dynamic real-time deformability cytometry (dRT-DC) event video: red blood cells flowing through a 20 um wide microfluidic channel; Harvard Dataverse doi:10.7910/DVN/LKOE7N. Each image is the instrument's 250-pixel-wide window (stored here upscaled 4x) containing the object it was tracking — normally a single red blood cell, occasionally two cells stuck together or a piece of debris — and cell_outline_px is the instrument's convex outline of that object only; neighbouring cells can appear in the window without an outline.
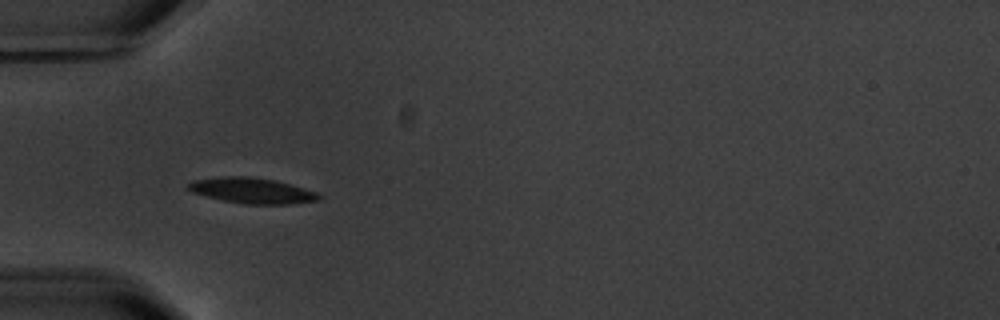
{"species": "common noctule bat (a hibernating species)", "species_latin": "Nyctalus noctula", "temperature_condition": "warm", "stored_images_in_passage": 4, "camera_frame_rate_fps": 3000, "um_per_image_px": 0.085, "animal": {"sex": "male", "body_mass_g": 20.1, "forearm_length_mm": 53.5}, "frame": {"image": 1, "passage_image": 4, "time_ms": 4.333, "image_size_px": [1000, 320], "cell_outline_px": [[324, 196], [320, 200], [292, 204], [244, 204], [224, 200], [192, 192], [188, 188], [188, 184], [192, 180], [220, 176], [248, 176], [276, 180], [316, 192]], "centroid_in_image_um": [21.45, 16.19], "position_along_channel_um": 63.5, "area_um2": 19.48}}